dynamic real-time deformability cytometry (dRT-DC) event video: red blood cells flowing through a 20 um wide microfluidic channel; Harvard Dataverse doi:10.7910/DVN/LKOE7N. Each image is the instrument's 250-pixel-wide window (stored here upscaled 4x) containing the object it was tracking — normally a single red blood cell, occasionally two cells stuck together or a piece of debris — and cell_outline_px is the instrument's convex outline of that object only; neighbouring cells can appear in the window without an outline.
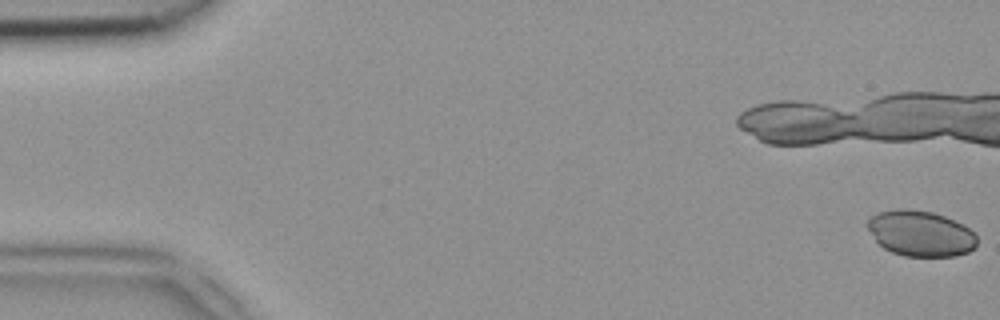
{"species": "common noctule bat (a hibernating species)", "species_latin": "Nyctalus noctula", "temperature_condition": "room temperature", "stored_images_in_passage": 14, "camera_frame_rate_fps": 3000, "um_per_image_px": 0.085, "animal": {"sex": "female", "body_mass_g": 18.4}, "frame": {"image": 1, "passage_image": 1, "time_ms": 0.0, "image_size_px": [1000, 320], "cell_outline_px": [[976, 248], [968, 252], [956, 256], [904, 256], [892, 252], [884, 248], [876, 240], [868, 228], [868, 220], [876, 212], [896, 208], [904, 208], [932, 212], [944, 216], [968, 228], [976, 236]], "centroid_in_image_um": [78.24, 19.84], "position_along_channel_um": 6.8, "area_um2": 28.96}}